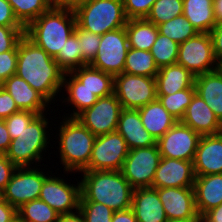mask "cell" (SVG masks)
I'll list each match as a JSON object with an SVG mask.
<instances>
[{
	"mask_svg": "<svg viewBox=\"0 0 222 222\" xmlns=\"http://www.w3.org/2000/svg\"><path fill=\"white\" fill-rule=\"evenodd\" d=\"M17 54L15 74L24 79L51 104L62 90L65 72L54 58L26 35L18 43Z\"/></svg>",
	"mask_w": 222,
	"mask_h": 222,
	"instance_id": "1",
	"label": "cell"
},
{
	"mask_svg": "<svg viewBox=\"0 0 222 222\" xmlns=\"http://www.w3.org/2000/svg\"><path fill=\"white\" fill-rule=\"evenodd\" d=\"M80 202H97L114 212L131 208L134 188L121 171H82Z\"/></svg>",
	"mask_w": 222,
	"mask_h": 222,
	"instance_id": "2",
	"label": "cell"
},
{
	"mask_svg": "<svg viewBox=\"0 0 222 222\" xmlns=\"http://www.w3.org/2000/svg\"><path fill=\"white\" fill-rule=\"evenodd\" d=\"M76 24L74 11L53 6L25 28V35L55 58L74 33Z\"/></svg>",
	"mask_w": 222,
	"mask_h": 222,
	"instance_id": "3",
	"label": "cell"
},
{
	"mask_svg": "<svg viewBox=\"0 0 222 222\" xmlns=\"http://www.w3.org/2000/svg\"><path fill=\"white\" fill-rule=\"evenodd\" d=\"M62 121L58 134L61 164L67 173L82 172L88 167L96 136L76 117H64Z\"/></svg>",
	"mask_w": 222,
	"mask_h": 222,
	"instance_id": "4",
	"label": "cell"
},
{
	"mask_svg": "<svg viewBox=\"0 0 222 222\" xmlns=\"http://www.w3.org/2000/svg\"><path fill=\"white\" fill-rule=\"evenodd\" d=\"M43 114L37 115L29 125L10 142L6 157L16 167H30L31 164L41 162L42 151L48 146L50 141L46 129L48 128V118ZM48 141V142H47ZM42 153V154H41ZM33 161V162H32Z\"/></svg>",
	"mask_w": 222,
	"mask_h": 222,
	"instance_id": "5",
	"label": "cell"
},
{
	"mask_svg": "<svg viewBox=\"0 0 222 222\" xmlns=\"http://www.w3.org/2000/svg\"><path fill=\"white\" fill-rule=\"evenodd\" d=\"M76 22L91 33L102 36L108 31L126 26L123 0H91L75 11Z\"/></svg>",
	"mask_w": 222,
	"mask_h": 222,
	"instance_id": "6",
	"label": "cell"
},
{
	"mask_svg": "<svg viewBox=\"0 0 222 222\" xmlns=\"http://www.w3.org/2000/svg\"><path fill=\"white\" fill-rule=\"evenodd\" d=\"M113 93L122 108L138 110L157 99L156 79L121 73L114 76Z\"/></svg>",
	"mask_w": 222,
	"mask_h": 222,
	"instance_id": "7",
	"label": "cell"
},
{
	"mask_svg": "<svg viewBox=\"0 0 222 222\" xmlns=\"http://www.w3.org/2000/svg\"><path fill=\"white\" fill-rule=\"evenodd\" d=\"M128 152L125 139L117 131L96 136L84 171H121Z\"/></svg>",
	"mask_w": 222,
	"mask_h": 222,
	"instance_id": "8",
	"label": "cell"
},
{
	"mask_svg": "<svg viewBox=\"0 0 222 222\" xmlns=\"http://www.w3.org/2000/svg\"><path fill=\"white\" fill-rule=\"evenodd\" d=\"M161 158L157 144L131 149L121 172L134 189L151 187Z\"/></svg>",
	"mask_w": 222,
	"mask_h": 222,
	"instance_id": "9",
	"label": "cell"
},
{
	"mask_svg": "<svg viewBox=\"0 0 222 222\" xmlns=\"http://www.w3.org/2000/svg\"><path fill=\"white\" fill-rule=\"evenodd\" d=\"M177 64L195 76L218 69L210 33H198L179 44Z\"/></svg>",
	"mask_w": 222,
	"mask_h": 222,
	"instance_id": "10",
	"label": "cell"
},
{
	"mask_svg": "<svg viewBox=\"0 0 222 222\" xmlns=\"http://www.w3.org/2000/svg\"><path fill=\"white\" fill-rule=\"evenodd\" d=\"M128 48L125 27L108 31L101 36L97 55L90 66L113 76L121 74L125 66Z\"/></svg>",
	"mask_w": 222,
	"mask_h": 222,
	"instance_id": "11",
	"label": "cell"
},
{
	"mask_svg": "<svg viewBox=\"0 0 222 222\" xmlns=\"http://www.w3.org/2000/svg\"><path fill=\"white\" fill-rule=\"evenodd\" d=\"M122 106L116 95L101 97L91 107L84 109L76 118L93 135L99 136L115 132L117 130Z\"/></svg>",
	"mask_w": 222,
	"mask_h": 222,
	"instance_id": "12",
	"label": "cell"
},
{
	"mask_svg": "<svg viewBox=\"0 0 222 222\" xmlns=\"http://www.w3.org/2000/svg\"><path fill=\"white\" fill-rule=\"evenodd\" d=\"M36 167H17L4 189L3 199L16 209L24 203L38 199L44 180L47 178Z\"/></svg>",
	"mask_w": 222,
	"mask_h": 222,
	"instance_id": "13",
	"label": "cell"
},
{
	"mask_svg": "<svg viewBox=\"0 0 222 222\" xmlns=\"http://www.w3.org/2000/svg\"><path fill=\"white\" fill-rule=\"evenodd\" d=\"M47 175L48 177L44 180L39 199L47 203L59 215L78 211L81 199L80 182L76 186L75 184L67 183L61 177H52L48 173Z\"/></svg>",
	"mask_w": 222,
	"mask_h": 222,
	"instance_id": "14",
	"label": "cell"
},
{
	"mask_svg": "<svg viewBox=\"0 0 222 222\" xmlns=\"http://www.w3.org/2000/svg\"><path fill=\"white\" fill-rule=\"evenodd\" d=\"M200 135L178 121L158 141L161 157L193 161Z\"/></svg>",
	"mask_w": 222,
	"mask_h": 222,
	"instance_id": "15",
	"label": "cell"
},
{
	"mask_svg": "<svg viewBox=\"0 0 222 222\" xmlns=\"http://www.w3.org/2000/svg\"><path fill=\"white\" fill-rule=\"evenodd\" d=\"M195 177L193 161L162 157L151 187H194Z\"/></svg>",
	"mask_w": 222,
	"mask_h": 222,
	"instance_id": "16",
	"label": "cell"
},
{
	"mask_svg": "<svg viewBox=\"0 0 222 222\" xmlns=\"http://www.w3.org/2000/svg\"><path fill=\"white\" fill-rule=\"evenodd\" d=\"M167 219H201L195 206L193 187L157 189Z\"/></svg>",
	"mask_w": 222,
	"mask_h": 222,
	"instance_id": "17",
	"label": "cell"
},
{
	"mask_svg": "<svg viewBox=\"0 0 222 222\" xmlns=\"http://www.w3.org/2000/svg\"><path fill=\"white\" fill-rule=\"evenodd\" d=\"M193 167L195 176L222 173V132L200 137Z\"/></svg>",
	"mask_w": 222,
	"mask_h": 222,
	"instance_id": "18",
	"label": "cell"
},
{
	"mask_svg": "<svg viewBox=\"0 0 222 222\" xmlns=\"http://www.w3.org/2000/svg\"><path fill=\"white\" fill-rule=\"evenodd\" d=\"M180 122L191 127L200 136L214 135L222 132V123L205 101L196 93Z\"/></svg>",
	"mask_w": 222,
	"mask_h": 222,
	"instance_id": "19",
	"label": "cell"
},
{
	"mask_svg": "<svg viewBox=\"0 0 222 222\" xmlns=\"http://www.w3.org/2000/svg\"><path fill=\"white\" fill-rule=\"evenodd\" d=\"M116 131L125 139L129 150L157 144L155 138L144 128L138 110L123 108Z\"/></svg>",
	"mask_w": 222,
	"mask_h": 222,
	"instance_id": "20",
	"label": "cell"
},
{
	"mask_svg": "<svg viewBox=\"0 0 222 222\" xmlns=\"http://www.w3.org/2000/svg\"><path fill=\"white\" fill-rule=\"evenodd\" d=\"M2 87L11 95L21 111H32L40 115L49 105V102L39 92L16 74L6 79L2 83Z\"/></svg>",
	"mask_w": 222,
	"mask_h": 222,
	"instance_id": "21",
	"label": "cell"
},
{
	"mask_svg": "<svg viewBox=\"0 0 222 222\" xmlns=\"http://www.w3.org/2000/svg\"><path fill=\"white\" fill-rule=\"evenodd\" d=\"M131 208L137 222H167L168 220L156 188L134 189Z\"/></svg>",
	"mask_w": 222,
	"mask_h": 222,
	"instance_id": "22",
	"label": "cell"
},
{
	"mask_svg": "<svg viewBox=\"0 0 222 222\" xmlns=\"http://www.w3.org/2000/svg\"><path fill=\"white\" fill-rule=\"evenodd\" d=\"M193 188L195 206L200 218L207 211L222 204V173L196 176Z\"/></svg>",
	"mask_w": 222,
	"mask_h": 222,
	"instance_id": "23",
	"label": "cell"
},
{
	"mask_svg": "<svg viewBox=\"0 0 222 222\" xmlns=\"http://www.w3.org/2000/svg\"><path fill=\"white\" fill-rule=\"evenodd\" d=\"M155 79L157 95H170L184 89H195V75L177 63L160 67Z\"/></svg>",
	"mask_w": 222,
	"mask_h": 222,
	"instance_id": "24",
	"label": "cell"
},
{
	"mask_svg": "<svg viewBox=\"0 0 222 222\" xmlns=\"http://www.w3.org/2000/svg\"><path fill=\"white\" fill-rule=\"evenodd\" d=\"M194 87L222 123V67L195 76Z\"/></svg>",
	"mask_w": 222,
	"mask_h": 222,
	"instance_id": "25",
	"label": "cell"
},
{
	"mask_svg": "<svg viewBox=\"0 0 222 222\" xmlns=\"http://www.w3.org/2000/svg\"><path fill=\"white\" fill-rule=\"evenodd\" d=\"M144 128L158 141L178 121L158 99L138 109Z\"/></svg>",
	"mask_w": 222,
	"mask_h": 222,
	"instance_id": "26",
	"label": "cell"
},
{
	"mask_svg": "<svg viewBox=\"0 0 222 222\" xmlns=\"http://www.w3.org/2000/svg\"><path fill=\"white\" fill-rule=\"evenodd\" d=\"M183 15L199 33H210L216 25L213 0H183Z\"/></svg>",
	"mask_w": 222,
	"mask_h": 222,
	"instance_id": "27",
	"label": "cell"
},
{
	"mask_svg": "<svg viewBox=\"0 0 222 222\" xmlns=\"http://www.w3.org/2000/svg\"><path fill=\"white\" fill-rule=\"evenodd\" d=\"M84 87L98 98L113 94L114 76L86 65L71 72Z\"/></svg>",
	"mask_w": 222,
	"mask_h": 222,
	"instance_id": "28",
	"label": "cell"
},
{
	"mask_svg": "<svg viewBox=\"0 0 222 222\" xmlns=\"http://www.w3.org/2000/svg\"><path fill=\"white\" fill-rule=\"evenodd\" d=\"M62 87L65 88V91L68 94V97H66L62 103L68 102L67 104L70 103V105H72L71 107H74L73 113L65 117H76L84 109L91 107L97 102L98 97L85 88L84 84L71 72L65 73Z\"/></svg>",
	"mask_w": 222,
	"mask_h": 222,
	"instance_id": "29",
	"label": "cell"
},
{
	"mask_svg": "<svg viewBox=\"0 0 222 222\" xmlns=\"http://www.w3.org/2000/svg\"><path fill=\"white\" fill-rule=\"evenodd\" d=\"M130 48L150 51L159 33L158 27L145 18L128 19L125 26Z\"/></svg>",
	"mask_w": 222,
	"mask_h": 222,
	"instance_id": "30",
	"label": "cell"
},
{
	"mask_svg": "<svg viewBox=\"0 0 222 222\" xmlns=\"http://www.w3.org/2000/svg\"><path fill=\"white\" fill-rule=\"evenodd\" d=\"M159 68L150 51L128 48L123 73L156 77Z\"/></svg>",
	"mask_w": 222,
	"mask_h": 222,
	"instance_id": "31",
	"label": "cell"
},
{
	"mask_svg": "<svg viewBox=\"0 0 222 222\" xmlns=\"http://www.w3.org/2000/svg\"><path fill=\"white\" fill-rule=\"evenodd\" d=\"M17 20L26 28L54 6V0H7Z\"/></svg>",
	"mask_w": 222,
	"mask_h": 222,
	"instance_id": "32",
	"label": "cell"
},
{
	"mask_svg": "<svg viewBox=\"0 0 222 222\" xmlns=\"http://www.w3.org/2000/svg\"><path fill=\"white\" fill-rule=\"evenodd\" d=\"M22 222H58L59 214L41 199L24 203L17 209Z\"/></svg>",
	"mask_w": 222,
	"mask_h": 222,
	"instance_id": "33",
	"label": "cell"
},
{
	"mask_svg": "<svg viewBox=\"0 0 222 222\" xmlns=\"http://www.w3.org/2000/svg\"><path fill=\"white\" fill-rule=\"evenodd\" d=\"M157 27L160 34L167 36L178 44L185 42L187 39L192 38L199 33L183 14L164 22Z\"/></svg>",
	"mask_w": 222,
	"mask_h": 222,
	"instance_id": "34",
	"label": "cell"
},
{
	"mask_svg": "<svg viewBox=\"0 0 222 222\" xmlns=\"http://www.w3.org/2000/svg\"><path fill=\"white\" fill-rule=\"evenodd\" d=\"M54 59L65 73L86 66L82 62L79 41L74 33L67 39L63 49H60L58 55Z\"/></svg>",
	"mask_w": 222,
	"mask_h": 222,
	"instance_id": "35",
	"label": "cell"
},
{
	"mask_svg": "<svg viewBox=\"0 0 222 222\" xmlns=\"http://www.w3.org/2000/svg\"><path fill=\"white\" fill-rule=\"evenodd\" d=\"M179 44L158 33L150 50L158 68L177 63Z\"/></svg>",
	"mask_w": 222,
	"mask_h": 222,
	"instance_id": "36",
	"label": "cell"
},
{
	"mask_svg": "<svg viewBox=\"0 0 222 222\" xmlns=\"http://www.w3.org/2000/svg\"><path fill=\"white\" fill-rule=\"evenodd\" d=\"M195 93V89H184L170 95H157V99L177 121H181Z\"/></svg>",
	"mask_w": 222,
	"mask_h": 222,
	"instance_id": "37",
	"label": "cell"
},
{
	"mask_svg": "<svg viewBox=\"0 0 222 222\" xmlns=\"http://www.w3.org/2000/svg\"><path fill=\"white\" fill-rule=\"evenodd\" d=\"M183 14V0H156L145 18L156 26Z\"/></svg>",
	"mask_w": 222,
	"mask_h": 222,
	"instance_id": "38",
	"label": "cell"
},
{
	"mask_svg": "<svg viewBox=\"0 0 222 222\" xmlns=\"http://www.w3.org/2000/svg\"><path fill=\"white\" fill-rule=\"evenodd\" d=\"M74 34L77 36L82 53V62L90 65L97 55L101 36L82 29L76 24Z\"/></svg>",
	"mask_w": 222,
	"mask_h": 222,
	"instance_id": "39",
	"label": "cell"
},
{
	"mask_svg": "<svg viewBox=\"0 0 222 222\" xmlns=\"http://www.w3.org/2000/svg\"><path fill=\"white\" fill-rule=\"evenodd\" d=\"M79 211L85 222H111L114 211L97 202H80Z\"/></svg>",
	"mask_w": 222,
	"mask_h": 222,
	"instance_id": "40",
	"label": "cell"
},
{
	"mask_svg": "<svg viewBox=\"0 0 222 222\" xmlns=\"http://www.w3.org/2000/svg\"><path fill=\"white\" fill-rule=\"evenodd\" d=\"M25 35V27L0 26V53L18 51V43Z\"/></svg>",
	"mask_w": 222,
	"mask_h": 222,
	"instance_id": "41",
	"label": "cell"
},
{
	"mask_svg": "<svg viewBox=\"0 0 222 222\" xmlns=\"http://www.w3.org/2000/svg\"><path fill=\"white\" fill-rule=\"evenodd\" d=\"M37 115V113L32 111H19L5 118V125L11 140L18 137V134L22 132Z\"/></svg>",
	"mask_w": 222,
	"mask_h": 222,
	"instance_id": "42",
	"label": "cell"
},
{
	"mask_svg": "<svg viewBox=\"0 0 222 222\" xmlns=\"http://www.w3.org/2000/svg\"><path fill=\"white\" fill-rule=\"evenodd\" d=\"M156 0H123L127 19L146 18Z\"/></svg>",
	"mask_w": 222,
	"mask_h": 222,
	"instance_id": "43",
	"label": "cell"
},
{
	"mask_svg": "<svg viewBox=\"0 0 222 222\" xmlns=\"http://www.w3.org/2000/svg\"><path fill=\"white\" fill-rule=\"evenodd\" d=\"M17 51H7L0 53V81L3 83L16 73Z\"/></svg>",
	"mask_w": 222,
	"mask_h": 222,
	"instance_id": "44",
	"label": "cell"
},
{
	"mask_svg": "<svg viewBox=\"0 0 222 222\" xmlns=\"http://www.w3.org/2000/svg\"><path fill=\"white\" fill-rule=\"evenodd\" d=\"M21 111L11 95L4 89L0 87V119H5L10 115Z\"/></svg>",
	"mask_w": 222,
	"mask_h": 222,
	"instance_id": "45",
	"label": "cell"
},
{
	"mask_svg": "<svg viewBox=\"0 0 222 222\" xmlns=\"http://www.w3.org/2000/svg\"><path fill=\"white\" fill-rule=\"evenodd\" d=\"M0 26L24 27L15 17L12 6L7 0H0Z\"/></svg>",
	"mask_w": 222,
	"mask_h": 222,
	"instance_id": "46",
	"label": "cell"
},
{
	"mask_svg": "<svg viewBox=\"0 0 222 222\" xmlns=\"http://www.w3.org/2000/svg\"><path fill=\"white\" fill-rule=\"evenodd\" d=\"M16 166L6 157V154L0 153V190L3 192L11 180Z\"/></svg>",
	"mask_w": 222,
	"mask_h": 222,
	"instance_id": "47",
	"label": "cell"
},
{
	"mask_svg": "<svg viewBox=\"0 0 222 222\" xmlns=\"http://www.w3.org/2000/svg\"><path fill=\"white\" fill-rule=\"evenodd\" d=\"M213 53L219 67H222V23H218L210 31Z\"/></svg>",
	"mask_w": 222,
	"mask_h": 222,
	"instance_id": "48",
	"label": "cell"
},
{
	"mask_svg": "<svg viewBox=\"0 0 222 222\" xmlns=\"http://www.w3.org/2000/svg\"><path fill=\"white\" fill-rule=\"evenodd\" d=\"M17 217V209L2 199L0 201V222H13Z\"/></svg>",
	"mask_w": 222,
	"mask_h": 222,
	"instance_id": "49",
	"label": "cell"
},
{
	"mask_svg": "<svg viewBox=\"0 0 222 222\" xmlns=\"http://www.w3.org/2000/svg\"><path fill=\"white\" fill-rule=\"evenodd\" d=\"M11 142L10 134L8 133L5 121L0 119V153H6Z\"/></svg>",
	"mask_w": 222,
	"mask_h": 222,
	"instance_id": "50",
	"label": "cell"
},
{
	"mask_svg": "<svg viewBox=\"0 0 222 222\" xmlns=\"http://www.w3.org/2000/svg\"><path fill=\"white\" fill-rule=\"evenodd\" d=\"M111 222H137L135 213L132 208L115 211Z\"/></svg>",
	"mask_w": 222,
	"mask_h": 222,
	"instance_id": "51",
	"label": "cell"
},
{
	"mask_svg": "<svg viewBox=\"0 0 222 222\" xmlns=\"http://www.w3.org/2000/svg\"><path fill=\"white\" fill-rule=\"evenodd\" d=\"M91 0H54V6L75 11L79 6Z\"/></svg>",
	"mask_w": 222,
	"mask_h": 222,
	"instance_id": "52",
	"label": "cell"
},
{
	"mask_svg": "<svg viewBox=\"0 0 222 222\" xmlns=\"http://www.w3.org/2000/svg\"><path fill=\"white\" fill-rule=\"evenodd\" d=\"M201 222H222V204L207 211L201 217Z\"/></svg>",
	"mask_w": 222,
	"mask_h": 222,
	"instance_id": "53",
	"label": "cell"
},
{
	"mask_svg": "<svg viewBox=\"0 0 222 222\" xmlns=\"http://www.w3.org/2000/svg\"><path fill=\"white\" fill-rule=\"evenodd\" d=\"M58 222H85L82 213L78 210L71 214L59 215Z\"/></svg>",
	"mask_w": 222,
	"mask_h": 222,
	"instance_id": "54",
	"label": "cell"
},
{
	"mask_svg": "<svg viewBox=\"0 0 222 222\" xmlns=\"http://www.w3.org/2000/svg\"><path fill=\"white\" fill-rule=\"evenodd\" d=\"M213 11L216 24L222 23V0H213Z\"/></svg>",
	"mask_w": 222,
	"mask_h": 222,
	"instance_id": "55",
	"label": "cell"
},
{
	"mask_svg": "<svg viewBox=\"0 0 222 222\" xmlns=\"http://www.w3.org/2000/svg\"><path fill=\"white\" fill-rule=\"evenodd\" d=\"M167 222H201V219H168Z\"/></svg>",
	"mask_w": 222,
	"mask_h": 222,
	"instance_id": "56",
	"label": "cell"
},
{
	"mask_svg": "<svg viewBox=\"0 0 222 222\" xmlns=\"http://www.w3.org/2000/svg\"><path fill=\"white\" fill-rule=\"evenodd\" d=\"M3 199V193L2 191L0 190V201Z\"/></svg>",
	"mask_w": 222,
	"mask_h": 222,
	"instance_id": "57",
	"label": "cell"
}]
</instances>
